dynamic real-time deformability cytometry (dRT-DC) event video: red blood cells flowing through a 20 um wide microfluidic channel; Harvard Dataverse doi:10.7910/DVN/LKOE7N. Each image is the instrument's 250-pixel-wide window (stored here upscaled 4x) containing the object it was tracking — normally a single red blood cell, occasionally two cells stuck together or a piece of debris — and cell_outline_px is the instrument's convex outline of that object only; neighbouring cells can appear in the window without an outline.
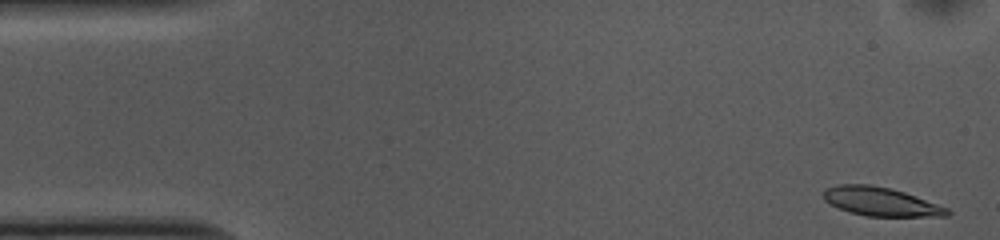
{"species": "common noctule bat (a hibernating species)", "species_latin": "Nyctalus noctula", "temperature_condition": "cold", "stored_images_in_passage": 52, "camera_frame_rate_fps": 3000, "um_per_image_px": 0.085, "animal": {"sex": "female", "body_mass_g": 10.0, "forearm_length_mm": 53.1}, "frame": {"image": 1, "passage_image": 1, "time_ms": 0.0, "image_size_px": [1000, 240], "cell_outline_px": [[952, 212], [948, 216], [864, 216], [848, 212], [824, 200], [824, 188], [840, 184], [872, 184], [892, 188], [904, 192], [948, 208]], "centroid_in_image_um": [74.86, 17.13], "position_along_channel_um": 10.1, "area_um2": 20.69}}
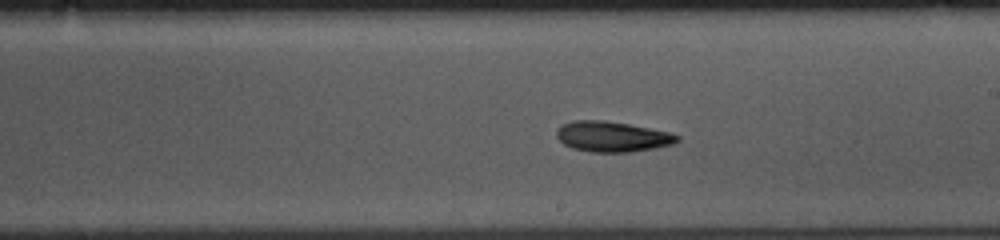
{"frame": {"image": 2, "passage_image": 28, "time_ms": 9.0, "image_size_px": [1000, 240], "cell_outline_px": [[680, 140], [672, 144], [652, 148], [628, 152], [592, 152], [572, 148], [564, 144], [556, 136], [556, 132], [564, 124], [572, 120], [604, 120], [628, 124], [672, 132], [680, 136]], "centroid_in_image_um": [52.06, 11.6], "position_along_channel_um": 236.9, "area_um2": 21.27}}
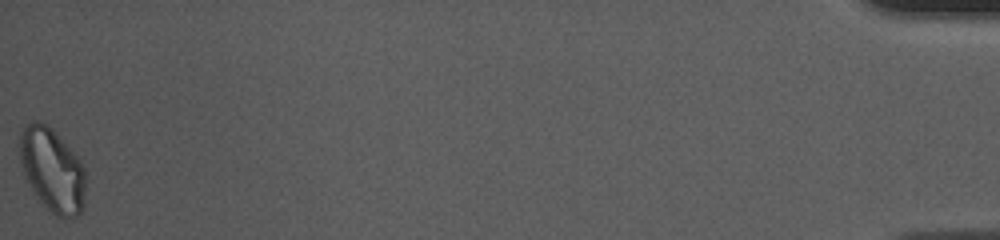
{"frame": {"image": 3, "passage_image": 52, "time_ms": 17.0, "image_size_px": [1000, 240], "cell_outline_px": [[84, 208], [76, 216], [64, 220], [60, 220], [40, 204], [24, 176], [20, 160], [20, 128], [32, 120], [40, 120], [48, 124], [80, 160], [84, 168]], "centroid_in_image_um": [4.41, 14.47], "position_along_channel_um": 430.8, "area_um2": 32.66}, "authors_computed_cell_mechanics": {"area_um2": 21.2704, "velocity_mm_per_s": 3.7029, "shape_relaxation_time_tau1_ms": 5.3183, "shape_relaxation_time_tau2_ms": 2.7963, "deformation_change_tau1": 0.1165, "deformation_change_tau2": 0.0878}}